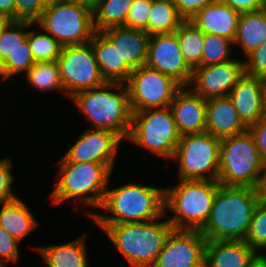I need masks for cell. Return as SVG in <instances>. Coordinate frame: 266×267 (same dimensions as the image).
I'll return each mask as SVG.
<instances>
[{"label": "cell", "instance_id": "cell-1", "mask_svg": "<svg viewBox=\"0 0 266 267\" xmlns=\"http://www.w3.org/2000/svg\"><path fill=\"white\" fill-rule=\"evenodd\" d=\"M261 198V189L220 184L201 234L206 241L244 240Z\"/></svg>", "mask_w": 266, "mask_h": 267}, {"label": "cell", "instance_id": "cell-2", "mask_svg": "<svg viewBox=\"0 0 266 267\" xmlns=\"http://www.w3.org/2000/svg\"><path fill=\"white\" fill-rule=\"evenodd\" d=\"M99 209L108 211L110 216L85 209L86 215L96 224L155 220L164 214V187L146 186L134 181L112 189L108 185Z\"/></svg>", "mask_w": 266, "mask_h": 267}, {"label": "cell", "instance_id": "cell-3", "mask_svg": "<svg viewBox=\"0 0 266 267\" xmlns=\"http://www.w3.org/2000/svg\"><path fill=\"white\" fill-rule=\"evenodd\" d=\"M69 100L91 122L89 128L111 131L122 141L128 139L133 113L126 84L106 82L99 87L78 92Z\"/></svg>", "mask_w": 266, "mask_h": 267}, {"label": "cell", "instance_id": "cell-4", "mask_svg": "<svg viewBox=\"0 0 266 267\" xmlns=\"http://www.w3.org/2000/svg\"><path fill=\"white\" fill-rule=\"evenodd\" d=\"M168 216L146 222L97 224L130 267H152L173 226ZM166 219L160 222L161 219Z\"/></svg>", "mask_w": 266, "mask_h": 267}, {"label": "cell", "instance_id": "cell-5", "mask_svg": "<svg viewBox=\"0 0 266 267\" xmlns=\"http://www.w3.org/2000/svg\"><path fill=\"white\" fill-rule=\"evenodd\" d=\"M58 177L50 199L53 205L78 202L88 208H100L112 170L103 163L59 161Z\"/></svg>", "mask_w": 266, "mask_h": 267}, {"label": "cell", "instance_id": "cell-6", "mask_svg": "<svg viewBox=\"0 0 266 267\" xmlns=\"http://www.w3.org/2000/svg\"><path fill=\"white\" fill-rule=\"evenodd\" d=\"M220 187L218 181L179 180L176 186L164 188V214L174 230L200 231L212 209L213 199Z\"/></svg>", "mask_w": 266, "mask_h": 267}, {"label": "cell", "instance_id": "cell-7", "mask_svg": "<svg viewBox=\"0 0 266 267\" xmlns=\"http://www.w3.org/2000/svg\"><path fill=\"white\" fill-rule=\"evenodd\" d=\"M265 172L266 166L248 130L221 139L218 173L221 185L261 189Z\"/></svg>", "mask_w": 266, "mask_h": 267}, {"label": "cell", "instance_id": "cell-8", "mask_svg": "<svg viewBox=\"0 0 266 267\" xmlns=\"http://www.w3.org/2000/svg\"><path fill=\"white\" fill-rule=\"evenodd\" d=\"M35 24L63 47L89 43L96 32L92 0H51Z\"/></svg>", "mask_w": 266, "mask_h": 267}, {"label": "cell", "instance_id": "cell-9", "mask_svg": "<svg viewBox=\"0 0 266 267\" xmlns=\"http://www.w3.org/2000/svg\"><path fill=\"white\" fill-rule=\"evenodd\" d=\"M132 113L131 131L127 141L164 159L173 160L181 135L178 133L171 107Z\"/></svg>", "mask_w": 266, "mask_h": 267}, {"label": "cell", "instance_id": "cell-10", "mask_svg": "<svg viewBox=\"0 0 266 267\" xmlns=\"http://www.w3.org/2000/svg\"><path fill=\"white\" fill-rule=\"evenodd\" d=\"M220 141L208 132L182 135L173 157L178 179L218 181Z\"/></svg>", "mask_w": 266, "mask_h": 267}, {"label": "cell", "instance_id": "cell-11", "mask_svg": "<svg viewBox=\"0 0 266 267\" xmlns=\"http://www.w3.org/2000/svg\"><path fill=\"white\" fill-rule=\"evenodd\" d=\"M56 62L64 86V94L69 99L78 92L90 90L106 83L90 42L64 46Z\"/></svg>", "mask_w": 266, "mask_h": 267}, {"label": "cell", "instance_id": "cell-12", "mask_svg": "<svg viewBox=\"0 0 266 267\" xmlns=\"http://www.w3.org/2000/svg\"><path fill=\"white\" fill-rule=\"evenodd\" d=\"M125 84L132 112L170 106L176 93L182 88L170 76L147 65L132 70Z\"/></svg>", "mask_w": 266, "mask_h": 267}, {"label": "cell", "instance_id": "cell-13", "mask_svg": "<svg viewBox=\"0 0 266 267\" xmlns=\"http://www.w3.org/2000/svg\"><path fill=\"white\" fill-rule=\"evenodd\" d=\"M146 65L188 87L193 69L181 53L175 32L150 36Z\"/></svg>", "mask_w": 266, "mask_h": 267}, {"label": "cell", "instance_id": "cell-14", "mask_svg": "<svg viewBox=\"0 0 266 267\" xmlns=\"http://www.w3.org/2000/svg\"><path fill=\"white\" fill-rule=\"evenodd\" d=\"M205 245L200 231L173 229L152 267H204Z\"/></svg>", "mask_w": 266, "mask_h": 267}, {"label": "cell", "instance_id": "cell-15", "mask_svg": "<svg viewBox=\"0 0 266 267\" xmlns=\"http://www.w3.org/2000/svg\"><path fill=\"white\" fill-rule=\"evenodd\" d=\"M244 74V60L236 58L220 64L198 66L193 69L188 87L206 100L228 96Z\"/></svg>", "mask_w": 266, "mask_h": 267}, {"label": "cell", "instance_id": "cell-16", "mask_svg": "<svg viewBox=\"0 0 266 267\" xmlns=\"http://www.w3.org/2000/svg\"><path fill=\"white\" fill-rule=\"evenodd\" d=\"M77 138L59 161L103 163L113 171L122 141L115 133L88 128Z\"/></svg>", "mask_w": 266, "mask_h": 267}, {"label": "cell", "instance_id": "cell-17", "mask_svg": "<svg viewBox=\"0 0 266 267\" xmlns=\"http://www.w3.org/2000/svg\"><path fill=\"white\" fill-rule=\"evenodd\" d=\"M265 89L266 80L244 74L228 95L247 127L263 119Z\"/></svg>", "mask_w": 266, "mask_h": 267}, {"label": "cell", "instance_id": "cell-18", "mask_svg": "<svg viewBox=\"0 0 266 267\" xmlns=\"http://www.w3.org/2000/svg\"><path fill=\"white\" fill-rule=\"evenodd\" d=\"M206 102L190 87H182L176 93L170 107L181 136L206 132Z\"/></svg>", "mask_w": 266, "mask_h": 267}, {"label": "cell", "instance_id": "cell-19", "mask_svg": "<svg viewBox=\"0 0 266 267\" xmlns=\"http://www.w3.org/2000/svg\"><path fill=\"white\" fill-rule=\"evenodd\" d=\"M101 33L116 47L120 59L131 70L146 65L150 36L144 30L117 26Z\"/></svg>", "mask_w": 266, "mask_h": 267}, {"label": "cell", "instance_id": "cell-20", "mask_svg": "<svg viewBox=\"0 0 266 267\" xmlns=\"http://www.w3.org/2000/svg\"><path fill=\"white\" fill-rule=\"evenodd\" d=\"M247 129L229 96L207 99L206 132L222 139L242 134Z\"/></svg>", "mask_w": 266, "mask_h": 267}, {"label": "cell", "instance_id": "cell-21", "mask_svg": "<svg viewBox=\"0 0 266 267\" xmlns=\"http://www.w3.org/2000/svg\"><path fill=\"white\" fill-rule=\"evenodd\" d=\"M240 14L221 0L199 10L191 19L204 34H214L234 41Z\"/></svg>", "mask_w": 266, "mask_h": 267}, {"label": "cell", "instance_id": "cell-22", "mask_svg": "<svg viewBox=\"0 0 266 267\" xmlns=\"http://www.w3.org/2000/svg\"><path fill=\"white\" fill-rule=\"evenodd\" d=\"M257 254L244 240L206 241L204 267H249Z\"/></svg>", "mask_w": 266, "mask_h": 267}, {"label": "cell", "instance_id": "cell-23", "mask_svg": "<svg viewBox=\"0 0 266 267\" xmlns=\"http://www.w3.org/2000/svg\"><path fill=\"white\" fill-rule=\"evenodd\" d=\"M86 233L81 237L58 245L34 248L45 262V267H89Z\"/></svg>", "mask_w": 266, "mask_h": 267}, {"label": "cell", "instance_id": "cell-24", "mask_svg": "<svg viewBox=\"0 0 266 267\" xmlns=\"http://www.w3.org/2000/svg\"><path fill=\"white\" fill-rule=\"evenodd\" d=\"M90 43L105 81L125 84L132 70L120 59L116 47L101 32H95Z\"/></svg>", "mask_w": 266, "mask_h": 267}, {"label": "cell", "instance_id": "cell-25", "mask_svg": "<svg viewBox=\"0 0 266 267\" xmlns=\"http://www.w3.org/2000/svg\"><path fill=\"white\" fill-rule=\"evenodd\" d=\"M39 224L28 204L20 197L2 203L0 227L4 228L19 242H22Z\"/></svg>", "mask_w": 266, "mask_h": 267}, {"label": "cell", "instance_id": "cell-26", "mask_svg": "<svg viewBox=\"0 0 266 267\" xmlns=\"http://www.w3.org/2000/svg\"><path fill=\"white\" fill-rule=\"evenodd\" d=\"M266 41V11L242 13L238 19L233 45L241 48L246 57Z\"/></svg>", "mask_w": 266, "mask_h": 267}, {"label": "cell", "instance_id": "cell-27", "mask_svg": "<svg viewBox=\"0 0 266 267\" xmlns=\"http://www.w3.org/2000/svg\"><path fill=\"white\" fill-rule=\"evenodd\" d=\"M134 0H92L93 24L96 32L124 26Z\"/></svg>", "mask_w": 266, "mask_h": 267}, {"label": "cell", "instance_id": "cell-28", "mask_svg": "<svg viewBox=\"0 0 266 267\" xmlns=\"http://www.w3.org/2000/svg\"><path fill=\"white\" fill-rule=\"evenodd\" d=\"M184 22L172 0H153L147 21L149 36L175 32Z\"/></svg>", "mask_w": 266, "mask_h": 267}, {"label": "cell", "instance_id": "cell-29", "mask_svg": "<svg viewBox=\"0 0 266 267\" xmlns=\"http://www.w3.org/2000/svg\"><path fill=\"white\" fill-rule=\"evenodd\" d=\"M175 33L187 64L192 69L201 66L205 34L190 21H184Z\"/></svg>", "mask_w": 266, "mask_h": 267}, {"label": "cell", "instance_id": "cell-30", "mask_svg": "<svg viewBox=\"0 0 266 267\" xmlns=\"http://www.w3.org/2000/svg\"><path fill=\"white\" fill-rule=\"evenodd\" d=\"M28 84L39 91L58 90L63 92L64 86L56 61H40L26 73Z\"/></svg>", "mask_w": 266, "mask_h": 267}, {"label": "cell", "instance_id": "cell-31", "mask_svg": "<svg viewBox=\"0 0 266 267\" xmlns=\"http://www.w3.org/2000/svg\"><path fill=\"white\" fill-rule=\"evenodd\" d=\"M40 31L29 30L27 41L36 62L56 61L61 54L63 46L43 29Z\"/></svg>", "mask_w": 266, "mask_h": 267}, {"label": "cell", "instance_id": "cell-32", "mask_svg": "<svg viewBox=\"0 0 266 267\" xmlns=\"http://www.w3.org/2000/svg\"><path fill=\"white\" fill-rule=\"evenodd\" d=\"M233 41L214 34L204 35V47L201 56V66L220 64L233 60L231 57Z\"/></svg>", "mask_w": 266, "mask_h": 267}, {"label": "cell", "instance_id": "cell-33", "mask_svg": "<svg viewBox=\"0 0 266 267\" xmlns=\"http://www.w3.org/2000/svg\"><path fill=\"white\" fill-rule=\"evenodd\" d=\"M35 25L30 21L13 20L0 38V64L27 40L29 28Z\"/></svg>", "mask_w": 266, "mask_h": 267}, {"label": "cell", "instance_id": "cell-34", "mask_svg": "<svg viewBox=\"0 0 266 267\" xmlns=\"http://www.w3.org/2000/svg\"><path fill=\"white\" fill-rule=\"evenodd\" d=\"M34 60L29 43L26 40L21 47L11 53L1 64L0 74L7 80L20 73L26 74L34 65Z\"/></svg>", "mask_w": 266, "mask_h": 267}, {"label": "cell", "instance_id": "cell-35", "mask_svg": "<svg viewBox=\"0 0 266 267\" xmlns=\"http://www.w3.org/2000/svg\"><path fill=\"white\" fill-rule=\"evenodd\" d=\"M244 241L257 253L266 250V201L257 203Z\"/></svg>", "mask_w": 266, "mask_h": 267}, {"label": "cell", "instance_id": "cell-36", "mask_svg": "<svg viewBox=\"0 0 266 267\" xmlns=\"http://www.w3.org/2000/svg\"><path fill=\"white\" fill-rule=\"evenodd\" d=\"M153 0H134L126 18L125 27L144 30L147 33V21Z\"/></svg>", "mask_w": 266, "mask_h": 267}, {"label": "cell", "instance_id": "cell-37", "mask_svg": "<svg viewBox=\"0 0 266 267\" xmlns=\"http://www.w3.org/2000/svg\"><path fill=\"white\" fill-rule=\"evenodd\" d=\"M51 0H15V20L36 22Z\"/></svg>", "mask_w": 266, "mask_h": 267}, {"label": "cell", "instance_id": "cell-38", "mask_svg": "<svg viewBox=\"0 0 266 267\" xmlns=\"http://www.w3.org/2000/svg\"><path fill=\"white\" fill-rule=\"evenodd\" d=\"M245 74L266 80V41L245 57Z\"/></svg>", "mask_w": 266, "mask_h": 267}, {"label": "cell", "instance_id": "cell-39", "mask_svg": "<svg viewBox=\"0 0 266 267\" xmlns=\"http://www.w3.org/2000/svg\"><path fill=\"white\" fill-rule=\"evenodd\" d=\"M12 168L13 163L9 157L0 159V204L18 197L12 187L15 180Z\"/></svg>", "mask_w": 266, "mask_h": 267}, {"label": "cell", "instance_id": "cell-40", "mask_svg": "<svg viewBox=\"0 0 266 267\" xmlns=\"http://www.w3.org/2000/svg\"><path fill=\"white\" fill-rule=\"evenodd\" d=\"M20 242L10 235L4 228L0 227V256L6 261L17 263L19 258V247Z\"/></svg>", "mask_w": 266, "mask_h": 267}, {"label": "cell", "instance_id": "cell-41", "mask_svg": "<svg viewBox=\"0 0 266 267\" xmlns=\"http://www.w3.org/2000/svg\"><path fill=\"white\" fill-rule=\"evenodd\" d=\"M180 17L184 21H191L197 12L217 0H172Z\"/></svg>", "mask_w": 266, "mask_h": 267}, {"label": "cell", "instance_id": "cell-42", "mask_svg": "<svg viewBox=\"0 0 266 267\" xmlns=\"http://www.w3.org/2000/svg\"><path fill=\"white\" fill-rule=\"evenodd\" d=\"M249 133L252 135L260 156L266 166V119H261L257 123L248 126Z\"/></svg>", "mask_w": 266, "mask_h": 267}, {"label": "cell", "instance_id": "cell-43", "mask_svg": "<svg viewBox=\"0 0 266 267\" xmlns=\"http://www.w3.org/2000/svg\"><path fill=\"white\" fill-rule=\"evenodd\" d=\"M223 3L229 5L239 14L253 12L263 9V4L260 0H221Z\"/></svg>", "mask_w": 266, "mask_h": 267}, {"label": "cell", "instance_id": "cell-44", "mask_svg": "<svg viewBox=\"0 0 266 267\" xmlns=\"http://www.w3.org/2000/svg\"><path fill=\"white\" fill-rule=\"evenodd\" d=\"M0 17L15 20V0H0Z\"/></svg>", "mask_w": 266, "mask_h": 267}, {"label": "cell", "instance_id": "cell-45", "mask_svg": "<svg viewBox=\"0 0 266 267\" xmlns=\"http://www.w3.org/2000/svg\"><path fill=\"white\" fill-rule=\"evenodd\" d=\"M249 267H266V254L258 253L251 261Z\"/></svg>", "mask_w": 266, "mask_h": 267}, {"label": "cell", "instance_id": "cell-46", "mask_svg": "<svg viewBox=\"0 0 266 267\" xmlns=\"http://www.w3.org/2000/svg\"><path fill=\"white\" fill-rule=\"evenodd\" d=\"M13 20L5 17H0V38L5 30V28L12 22Z\"/></svg>", "mask_w": 266, "mask_h": 267}, {"label": "cell", "instance_id": "cell-47", "mask_svg": "<svg viewBox=\"0 0 266 267\" xmlns=\"http://www.w3.org/2000/svg\"><path fill=\"white\" fill-rule=\"evenodd\" d=\"M261 193H262V198L266 201V172L264 175V181H263V185L261 188Z\"/></svg>", "mask_w": 266, "mask_h": 267}, {"label": "cell", "instance_id": "cell-48", "mask_svg": "<svg viewBox=\"0 0 266 267\" xmlns=\"http://www.w3.org/2000/svg\"><path fill=\"white\" fill-rule=\"evenodd\" d=\"M263 118L266 119V89L264 93V115Z\"/></svg>", "mask_w": 266, "mask_h": 267}, {"label": "cell", "instance_id": "cell-49", "mask_svg": "<svg viewBox=\"0 0 266 267\" xmlns=\"http://www.w3.org/2000/svg\"><path fill=\"white\" fill-rule=\"evenodd\" d=\"M5 262H8L6 261L3 257L0 256V267H6V263Z\"/></svg>", "mask_w": 266, "mask_h": 267}, {"label": "cell", "instance_id": "cell-50", "mask_svg": "<svg viewBox=\"0 0 266 267\" xmlns=\"http://www.w3.org/2000/svg\"><path fill=\"white\" fill-rule=\"evenodd\" d=\"M1 80L6 81V79L0 74V83H1Z\"/></svg>", "mask_w": 266, "mask_h": 267}, {"label": "cell", "instance_id": "cell-51", "mask_svg": "<svg viewBox=\"0 0 266 267\" xmlns=\"http://www.w3.org/2000/svg\"><path fill=\"white\" fill-rule=\"evenodd\" d=\"M260 2L264 5L266 3V0H260Z\"/></svg>", "mask_w": 266, "mask_h": 267}, {"label": "cell", "instance_id": "cell-52", "mask_svg": "<svg viewBox=\"0 0 266 267\" xmlns=\"http://www.w3.org/2000/svg\"><path fill=\"white\" fill-rule=\"evenodd\" d=\"M263 9L266 11V3L263 5Z\"/></svg>", "mask_w": 266, "mask_h": 267}]
</instances>
